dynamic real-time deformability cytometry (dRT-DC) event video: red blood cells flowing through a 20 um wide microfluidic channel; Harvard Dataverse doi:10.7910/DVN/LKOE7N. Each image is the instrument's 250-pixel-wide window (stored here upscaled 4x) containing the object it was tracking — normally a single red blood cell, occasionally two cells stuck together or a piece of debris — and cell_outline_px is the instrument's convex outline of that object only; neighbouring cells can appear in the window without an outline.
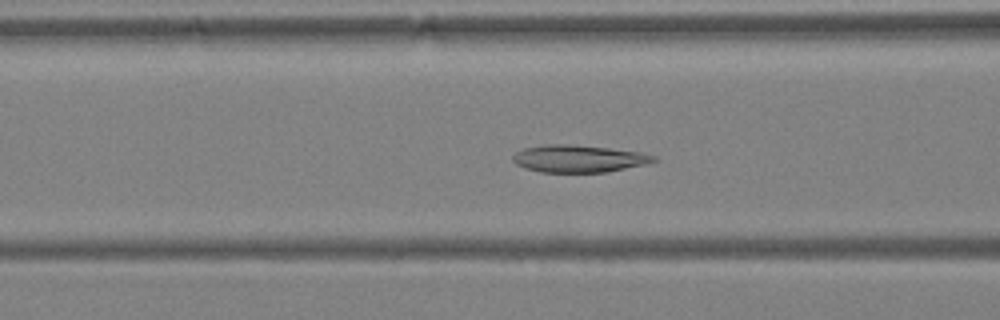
{"species": "Egyptian fruit bat (a non-hibernating species)", "species_latin": "Rousettus aegyptiacus", "temperature_condition": "warm", "stored_images_in_passage": 49, "camera_frame_rate_fps": 3000, "um_per_image_px": 0.085, "animal": {"sex": "female"}, "frame": {"image": 1, "passage_image": 20, "time_ms": 6.333, "image_size_px": [1000, 320], "cell_outline_px": [[660, 160], [644, 164], [608, 172], [540, 172], [524, 168], [516, 164], [512, 160], [512, 156], [516, 152], [524, 148], [544, 144], [568, 144], [608, 148], [640, 152], [656, 156]], "centroid_in_image_um": [49.17, 13.48], "position_along_channel_um": 117.4, "area_um2": 22.43}}
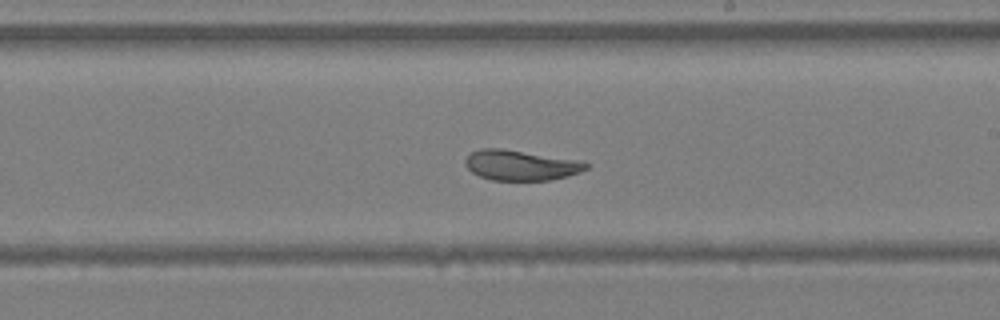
{"frame": {"image": 2, "passage_image": 29, "time_ms": 9.333, "image_size_px": [1000, 320], "cell_outline_px": [[588, 168], [580, 172], [568, 176], [548, 180], [492, 180], [480, 176], [472, 172], [464, 164], [464, 160], [472, 152], [480, 148], [500, 148], [576, 160], [588, 164]], "centroid_in_image_um": [44.22, 14.05], "position_along_channel_um": 244.8, "area_um2": 20.98}}
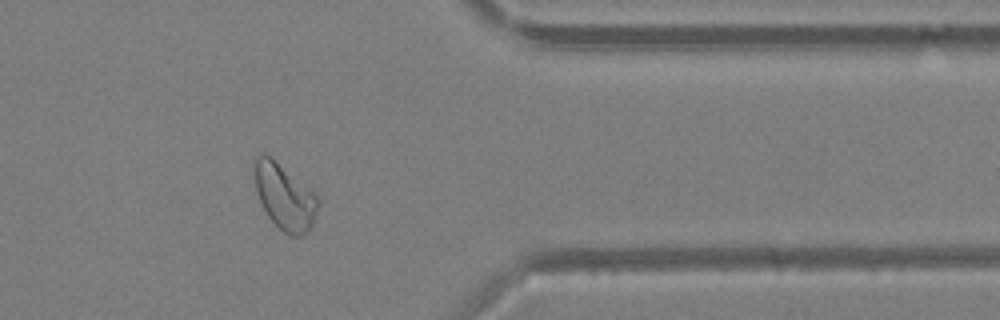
{"frame": {"image": 3, "passage_image": 40, "time_ms": 13.0, "image_size_px": [1000, 320], "cell_outline_px": [[320, 204], [312, 228], [304, 236], [292, 236], [284, 232], [268, 216], [256, 192], [252, 172], [252, 160], [260, 152], [264, 152], [272, 156], [312, 188], [316, 192], [320, 200]], "centroid_in_image_um": [24.2, 16.64], "position_along_channel_um": 387.2, "area_um2": 25.55}, "authors_computed_cell_mechanics": {"area_um2": 25.5476, "velocity_mm_per_s": 4.2561, "shape_relaxation_time_tau1_ms": 8.3028, "shape_relaxation_time_tau2_ms": 1.4217, "deformation_change_tau1": 0.2225, "deformation_change_tau2": 0.0738}}